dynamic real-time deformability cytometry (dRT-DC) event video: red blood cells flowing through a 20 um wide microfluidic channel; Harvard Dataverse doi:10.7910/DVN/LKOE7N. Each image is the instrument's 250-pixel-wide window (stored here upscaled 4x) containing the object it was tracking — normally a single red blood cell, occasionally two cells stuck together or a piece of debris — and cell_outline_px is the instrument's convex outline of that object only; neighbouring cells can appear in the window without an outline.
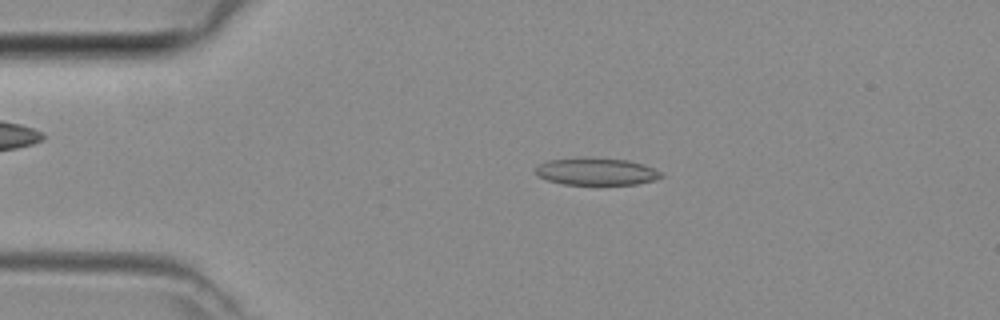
{"species": "common noctule bat (a hibernating species)", "species_latin": "Nyctalus noctula", "temperature_condition": "room temperature", "stored_images_in_passage": 45, "camera_frame_rate_fps": 3000, "um_per_image_px": 0.085, "animal": {"sex": "female", "body_mass_g": 29.2, "forearm_length_mm": 56.3}, "frame": {"image": 1, "passage_image": 9, "time_ms": 2.667, "image_size_px": [1000, 320], "cell_outline_px": [[664, 176], [656, 180], [636, 184], [564, 184], [548, 180], [536, 176], [536, 168], [540, 164], [548, 160], [628, 160], [644, 164], [660, 172]], "centroid_in_image_um": [50.73, 14.62], "position_along_channel_um": 34.3, "area_um2": 18.96}}
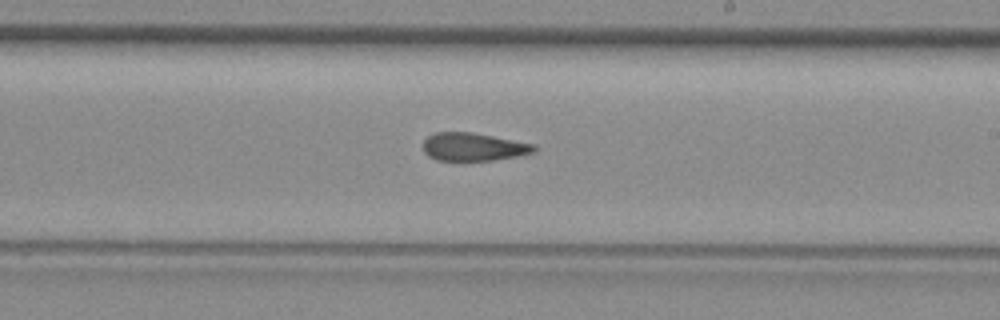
{"frame": {"image": 2, "passage_image": 26, "time_ms": 8.333, "image_size_px": [1000, 320], "cell_outline_px": [[536, 152], [516, 156], [492, 160], [436, 160], [428, 156], [424, 152], [424, 140], [428, 136], [436, 132], [472, 132], [536, 144]], "centroid_in_image_um": [40.25, 12.48], "position_along_channel_um": 248.7, "area_um2": 18.09}}
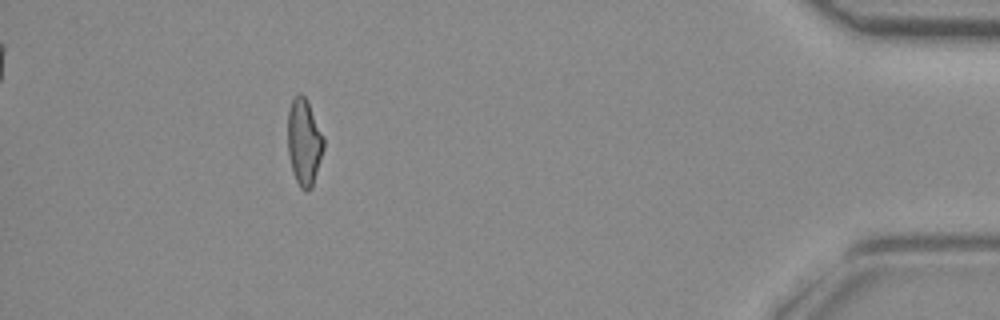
{"frame": {"image": 3, "passage_image": 41, "time_ms": 13.333, "image_size_px": [1000, 320], "cell_outline_px": [[324, 148], [312, 188], [308, 192], [300, 188], [292, 172], [288, 156], [288, 108], [292, 100], [300, 92], [304, 96], [324, 136]], "centroid_in_image_um": [25.84, 12.12], "position_along_channel_um": 409.4, "area_um2": 18.15}}